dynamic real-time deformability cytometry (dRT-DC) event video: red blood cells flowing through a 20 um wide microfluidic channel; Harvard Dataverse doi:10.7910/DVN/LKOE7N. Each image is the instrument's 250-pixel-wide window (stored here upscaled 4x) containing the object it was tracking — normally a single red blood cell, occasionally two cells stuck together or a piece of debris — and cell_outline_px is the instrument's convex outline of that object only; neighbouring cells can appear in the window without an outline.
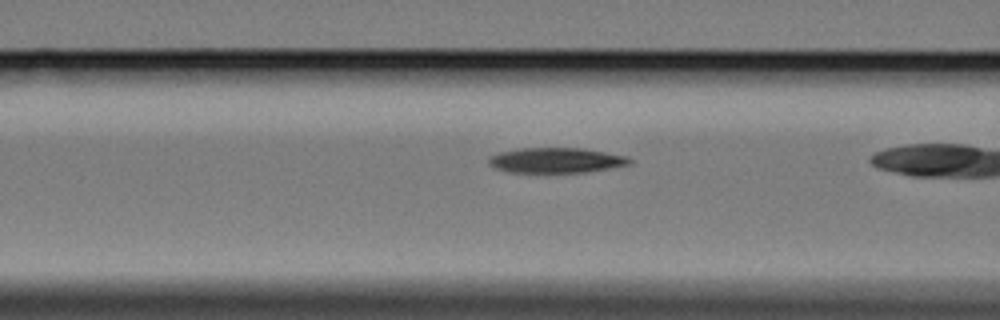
{"species": "Egyptian fruit bat (a non-hibernating species)", "species_latin": "Rousettus aegyptiacus", "temperature_condition": "cold", "stored_images_in_passage": 44, "camera_frame_rate_fps": 3000, "um_per_image_px": 0.085, "animal": {"sex": "female"}, "frame": {"image": 1, "passage_image": 21, "time_ms": 6.667, "image_size_px": [1000, 320], "cell_outline_px": [[632, 164], [584, 172], [508, 172], [496, 168], [488, 164], [488, 156], [500, 152], [520, 148], [584, 148], [628, 156], [632, 160]], "centroid_in_image_um": [47.27, 13.62], "position_along_channel_um": 119.3, "area_um2": 20.69}}
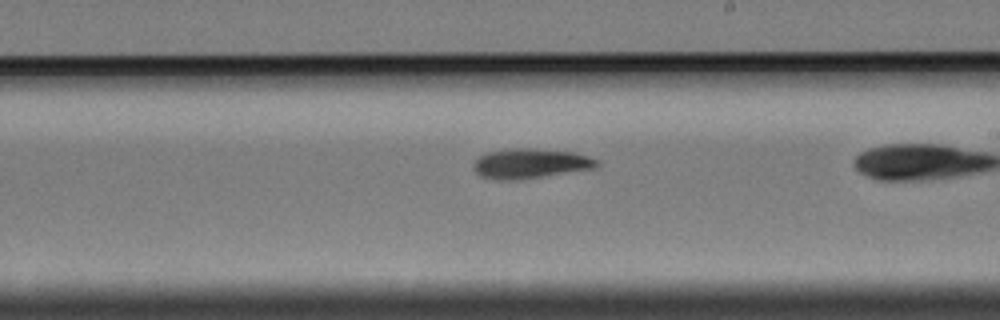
{"frame": {"image": 2, "passage_image": 32, "time_ms": 10.333, "image_size_px": [1000, 320], "cell_outline_px": [[600, 164], [592, 168], [520, 180], [496, 180], [480, 176], [472, 168], [472, 164], [484, 152], [516, 148], [532, 148], [576, 152], [600, 160]], "centroid_in_image_um": [45.05, 13.89], "position_along_channel_um": 243.9, "area_um2": 21.62}}
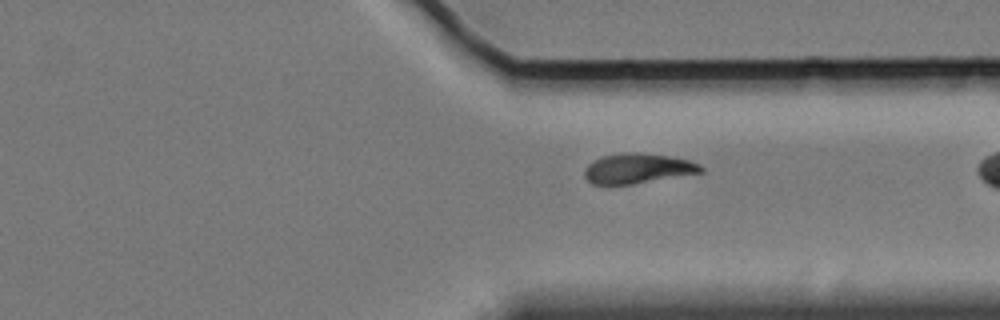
{"frame": {"image": 3, "passage_image": 42, "time_ms": 13.667, "image_size_px": [1000, 320], "cell_outline_px": [[704, 172], [632, 184], [592, 184], [584, 176], [584, 168], [592, 160], [600, 156], [628, 152], [636, 152], [668, 156], [688, 160], [700, 164], [704, 168]], "centroid_in_image_um": [54.18, 14.31], "position_along_channel_um": 357.2, "area_um2": 20.35}}